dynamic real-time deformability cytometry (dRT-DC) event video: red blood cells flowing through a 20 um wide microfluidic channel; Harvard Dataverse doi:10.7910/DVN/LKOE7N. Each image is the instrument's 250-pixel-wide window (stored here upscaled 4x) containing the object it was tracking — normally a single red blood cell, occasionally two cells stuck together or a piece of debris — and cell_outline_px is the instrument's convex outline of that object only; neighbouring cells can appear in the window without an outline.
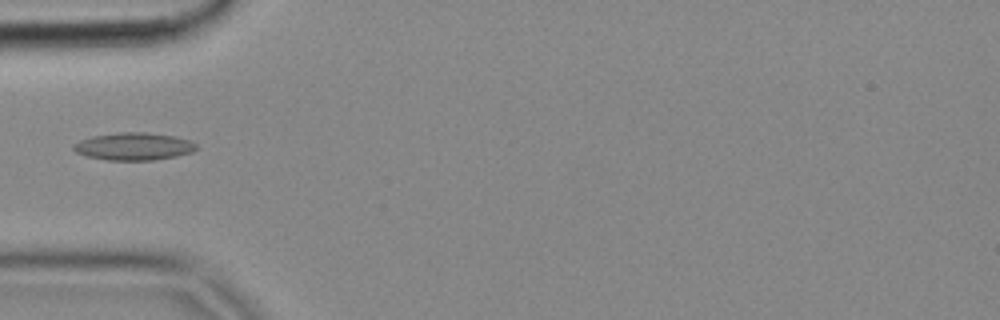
{"species": "common noctule bat (a hibernating species)", "species_latin": "Nyctalus noctula", "temperature_condition": "cold", "stored_images_in_passage": 3, "camera_frame_rate_fps": 3000, "um_per_image_px": 0.085, "animal": {"sex": "female", "body_mass_g": 18.4}, "frame": {"image": 1, "passage_image": 3, "time_ms": 0.667, "image_size_px": [1000, 320], "cell_outline_px": [[196, 148], [192, 152], [176, 156], [152, 160], [108, 160], [88, 156], [76, 152], [72, 148], [72, 144], [80, 140], [92, 136], [120, 132], [144, 132], [176, 136], [188, 140], [196, 144]], "centroid_in_image_um": [11.35, 12.44], "position_along_channel_um": 73.7, "area_um2": 19.59}}